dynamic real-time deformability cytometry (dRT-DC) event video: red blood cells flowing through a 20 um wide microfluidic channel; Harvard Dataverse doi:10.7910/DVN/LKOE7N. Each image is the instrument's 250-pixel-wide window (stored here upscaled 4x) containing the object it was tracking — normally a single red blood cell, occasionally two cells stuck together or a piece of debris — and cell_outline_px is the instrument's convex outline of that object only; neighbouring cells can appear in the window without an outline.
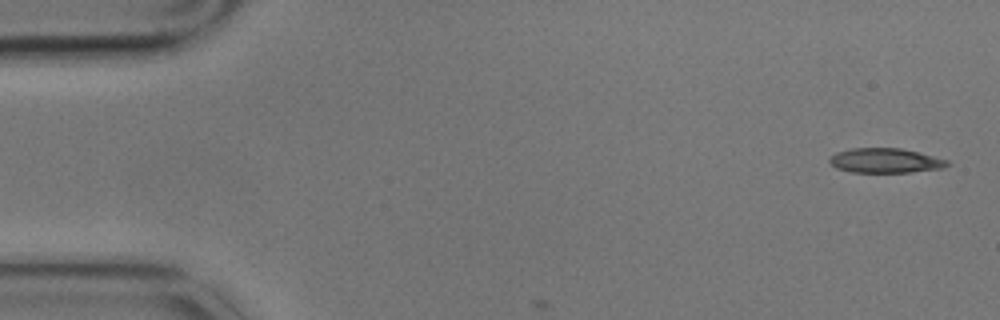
{"species": "common noctule bat (a hibernating species)", "species_latin": "Nyctalus noctula", "temperature_condition": "cold", "stored_images_in_passage": 4, "camera_frame_rate_fps": 3000, "um_per_image_px": 0.085, "animal": {"sex": "male", "body_mass_g": 17.9}, "frame": {"image": 1, "passage_image": 1, "time_ms": 0.0, "image_size_px": [1000, 320], "cell_outline_px": [[948, 164], [944, 168], [912, 172], [852, 172], [836, 168], [828, 160], [836, 152], [852, 148], [900, 148], [948, 160]], "centroid_in_image_um": [75.23, 13.65], "position_along_channel_um": 9.8, "area_um2": 16.7}}